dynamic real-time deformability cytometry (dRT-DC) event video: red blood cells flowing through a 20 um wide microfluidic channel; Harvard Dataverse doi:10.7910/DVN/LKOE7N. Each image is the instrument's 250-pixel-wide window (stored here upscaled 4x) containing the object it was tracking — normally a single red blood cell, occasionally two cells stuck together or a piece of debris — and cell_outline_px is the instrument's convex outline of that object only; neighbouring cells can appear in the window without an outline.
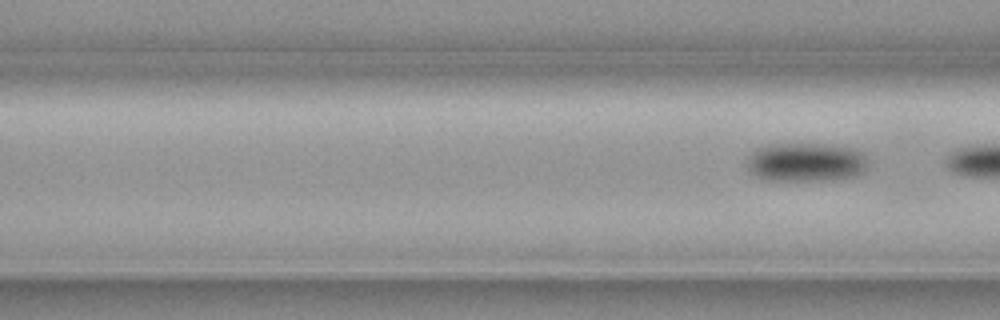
{"species": "common noctule bat (a hibernating species)", "species_latin": "Nyctalus noctula", "temperature_condition": "cold", "stored_images_in_passage": 8, "segment_of_instrument_passage": [2, 2], "camera_frame_rate_fps": 3000, "um_per_image_px": 0.085, "animal": {"sex": "female", "body_mass_g": 19.3, "forearm_length_mm": 54.1}, "frame": {"image": 1, "passage_image": 8, "time_ms": 2.333, "image_size_px": [1000, 320], "cell_outline_px": [[868, 164], [864, 172], [856, 176], [828, 180], [768, 180], [756, 176], [748, 172], [748, 156], [752, 152], [760, 148], [772, 144], [820, 144], [852, 148], [860, 152], [868, 160]], "centroid_in_image_um": [68.51, 13.8], "position_along_channel_um": 98.1, "area_um2": 27.28}}